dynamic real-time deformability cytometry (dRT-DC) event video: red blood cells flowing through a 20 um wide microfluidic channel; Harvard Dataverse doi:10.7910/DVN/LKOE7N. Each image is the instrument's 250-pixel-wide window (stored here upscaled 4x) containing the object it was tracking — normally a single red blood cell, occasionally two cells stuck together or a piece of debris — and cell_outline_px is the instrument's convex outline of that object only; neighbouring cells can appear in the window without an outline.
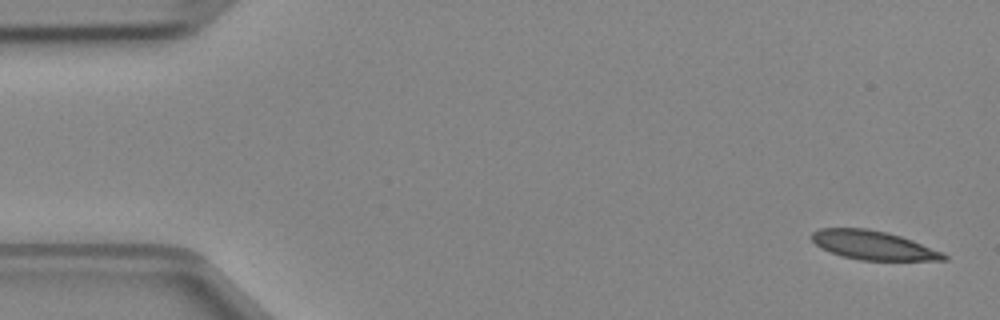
{"species": "Egyptian fruit bat (a non-hibernating species)", "species_latin": "Rousettus aegyptiacus", "temperature_condition": "cold", "stored_images_in_passage": 4, "camera_frame_rate_fps": 3000, "um_per_image_px": 0.085, "animal": {"sex": "female"}, "frame": {"image": 1, "passage_image": 1, "time_ms": 0.0, "image_size_px": [1000, 320], "cell_outline_px": [[948, 260], [860, 260], [844, 256], [820, 248], [812, 240], [812, 232], [820, 228], [868, 228], [888, 232], [912, 240], [944, 252], [948, 256]], "centroid_in_image_um": [74.25, 20.84], "position_along_channel_um": 10.8, "area_um2": 22.2}}
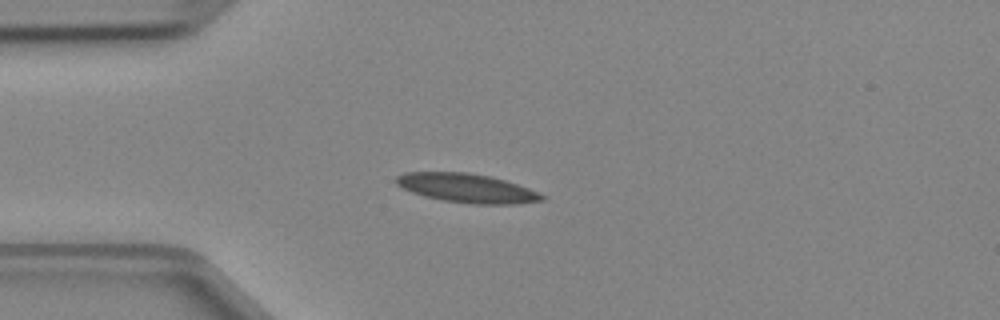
{"frame": {"image": 2, "passage_image": 4, "time_ms": 1.0, "image_size_px": [1000, 320], "cell_outline_px": [[548, 196], [544, 200], [516, 204], [476, 204], [444, 200], [424, 196], [412, 192], [396, 184], [396, 176], [404, 172], [468, 172], [488, 176], [504, 180], [528, 188]], "centroid_in_image_um": [39.7, 15.99], "position_along_channel_um": 45.3, "area_um2": 24.45}}